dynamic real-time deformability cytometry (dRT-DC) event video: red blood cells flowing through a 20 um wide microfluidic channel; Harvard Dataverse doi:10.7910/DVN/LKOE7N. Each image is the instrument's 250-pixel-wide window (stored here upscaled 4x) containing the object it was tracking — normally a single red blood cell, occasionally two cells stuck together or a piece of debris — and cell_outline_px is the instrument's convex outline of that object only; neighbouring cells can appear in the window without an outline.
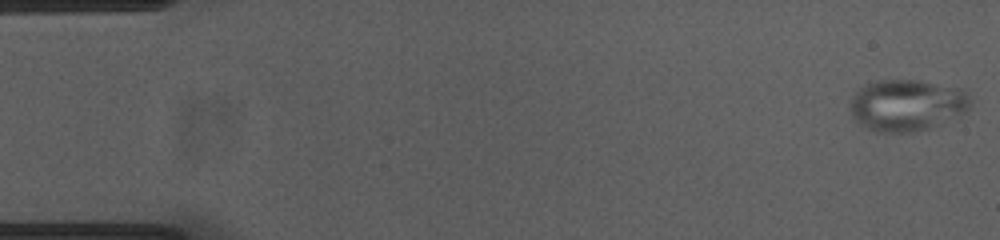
{"species": "common noctule bat (a hibernating species)", "species_latin": "Nyctalus noctula", "temperature_condition": "cold", "stored_images_in_passage": 11, "camera_frame_rate_fps": 3000, "um_per_image_px": 0.085, "animal": {"sex": "female", "body_mass_g": 23.0, "forearm_length_mm": 53.4}, "frame": {"image": 1, "passage_image": 1, "time_ms": 0.0, "image_size_px": [1000, 240], "cell_outline_px": [[972, 100], [968, 108], [928, 128], [912, 132], [876, 132], [860, 124], [852, 116], [852, 96], [864, 84], [880, 80], [916, 80], [960, 88]], "centroid_in_image_um": [77.03, 8.92], "position_along_channel_um": 8.0, "area_um2": 35.26}}